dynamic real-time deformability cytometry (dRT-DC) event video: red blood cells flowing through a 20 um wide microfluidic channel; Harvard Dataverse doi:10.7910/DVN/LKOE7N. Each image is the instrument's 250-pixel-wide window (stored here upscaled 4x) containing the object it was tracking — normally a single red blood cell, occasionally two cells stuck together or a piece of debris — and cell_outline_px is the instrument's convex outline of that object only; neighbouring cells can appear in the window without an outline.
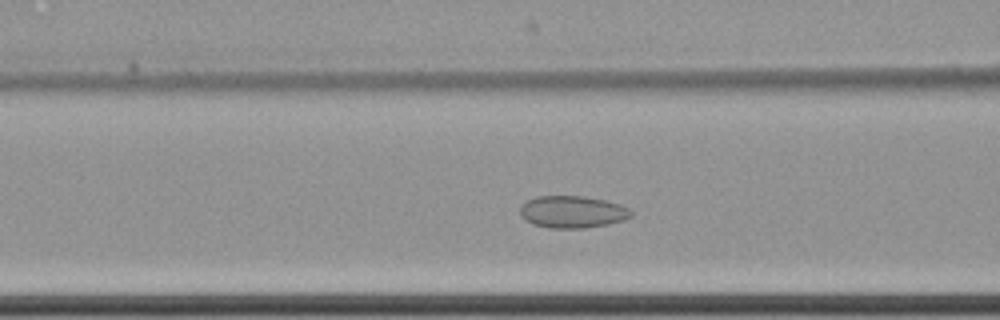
{"species": "common noctule bat (a hibernating species)", "species_latin": "Nyctalus noctula", "temperature_condition": "cold", "stored_images_in_passage": 55, "camera_frame_rate_fps": 3000, "um_per_image_px": 0.085, "animal": {"sex": "female", "body_mass_g": 22.7, "forearm_length_mm": 54.2}, "frame": {"image": 1, "passage_image": 20, "time_ms": 6.333, "image_size_px": [1000, 320], "cell_outline_px": [[632, 216], [624, 220], [608, 224], [584, 228], [548, 228], [532, 224], [520, 216], [520, 208], [528, 200], [536, 196], [584, 196], [604, 200], [620, 204], [628, 208], [632, 212]], "centroid_in_image_um": [48.66, 18.01], "position_along_channel_um": 117.9, "area_um2": 20.81}}
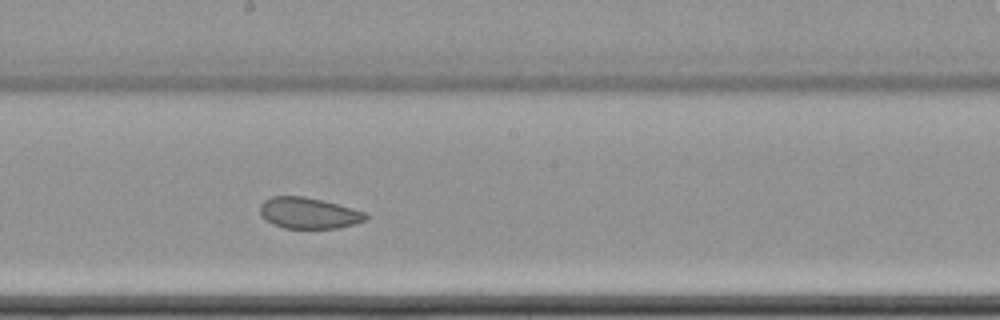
{"frame": {"image": 2, "passage_image": 29, "time_ms": 9.333, "image_size_px": [1000, 320], "cell_outline_px": [[368, 220], [336, 228], [284, 228], [272, 224], [260, 216], [260, 204], [264, 200], [272, 196], [304, 196], [352, 208], [364, 212], [368, 216]], "centroid_in_image_um": [26.19, 18.11], "position_along_channel_um": 222.0, "area_um2": 19.07}}
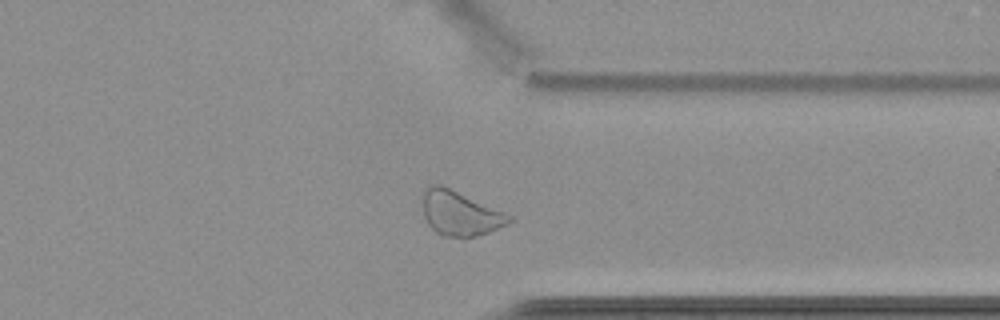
{"frame": {"image": 3, "passage_image": 42, "time_ms": 13.667, "image_size_px": [1000, 320], "cell_outline_px": [[512, 220], [508, 224], [488, 232], [476, 236], [444, 236], [436, 232], [428, 224], [424, 216], [420, 196], [420, 192], [424, 188], [432, 184], [440, 184], [504, 212], [512, 216]], "centroid_in_image_um": [39.03, 18.1], "position_along_channel_um": 372.4, "area_um2": 22.43}, "authors_computed_cell_mechanics": {"area_um2": 22.4264, "velocity_mm_per_s": 3.4713, "shape_relaxation_time_tau1_ms": null, "shape_relaxation_time_tau2_ms": 2.2761, "deformation_change_tau1": null, "deformation_change_tau2": 0.0583}}